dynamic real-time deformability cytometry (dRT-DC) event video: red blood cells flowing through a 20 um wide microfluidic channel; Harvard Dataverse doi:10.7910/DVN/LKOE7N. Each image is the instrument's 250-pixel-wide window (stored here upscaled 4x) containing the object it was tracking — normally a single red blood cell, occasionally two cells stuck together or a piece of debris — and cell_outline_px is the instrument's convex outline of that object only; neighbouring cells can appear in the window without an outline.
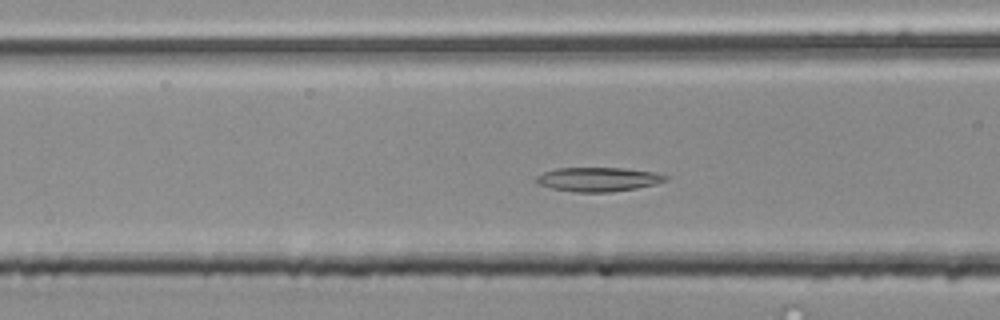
{"species": "common noctule bat (a hibernating species)", "species_latin": "Nyctalus noctula", "temperature_condition": "room temperature", "stored_images_in_passage": 39, "camera_frame_rate_fps": 3000, "um_per_image_px": 0.085, "animal": {"sex": "male", "body_mass_g": 20.4}, "frame": {"image": 1, "passage_image": 5, "time_ms": 1.333, "image_size_px": [1000, 320], "cell_outline_px": [[668, 180], [656, 184], [636, 188], [608, 192], [572, 192], [552, 188], [540, 184], [536, 180], [536, 176], [544, 172], [556, 168], [624, 168], [656, 172], [668, 176]], "centroid_in_image_um": [50.88, 15.24], "position_along_channel_um": 115.7, "area_um2": 18.15}}
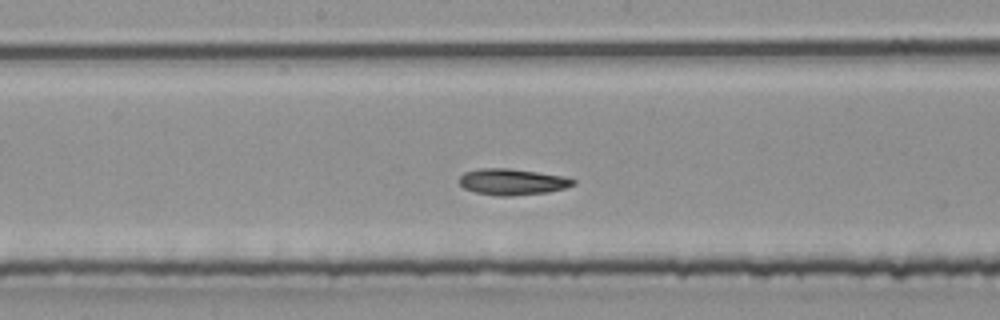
{"frame": {"image": 2, "passage_image": 12, "time_ms": 3.667, "image_size_px": [1000, 320], "cell_outline_px": [[576, 184], [564, 188], [548, 192], [508, 196], [496, 196], [476, 192], [464, 188], [456, 180], [464, 172], [480, 168], [508, 168], [564, 176], [576, 180]], "centroid_in_image_um": [43.51, 15.45], "position_along_channel_um": 204.7, "area_um2": 17.46}}
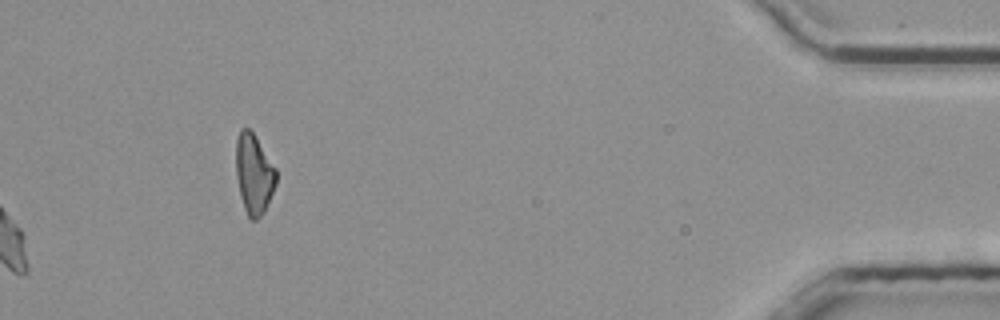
{"frame": {"image": 3, "passage_image": 39, "time_ms": 12.667, "image_size_px": [1000, 320], "cell_outline_px": [[276, 184], [264, 212], [256, 220], [252, 220], [248, 216], [244, 208], [240, 196], [236, 176], [236, 140], [240, 128], [248, 128], [256, 136], [276, 168]], "centroid_in_image_um": [21.58, 14.77], "position_along_channel_um": 413.6, "area_um2": 18.79}}